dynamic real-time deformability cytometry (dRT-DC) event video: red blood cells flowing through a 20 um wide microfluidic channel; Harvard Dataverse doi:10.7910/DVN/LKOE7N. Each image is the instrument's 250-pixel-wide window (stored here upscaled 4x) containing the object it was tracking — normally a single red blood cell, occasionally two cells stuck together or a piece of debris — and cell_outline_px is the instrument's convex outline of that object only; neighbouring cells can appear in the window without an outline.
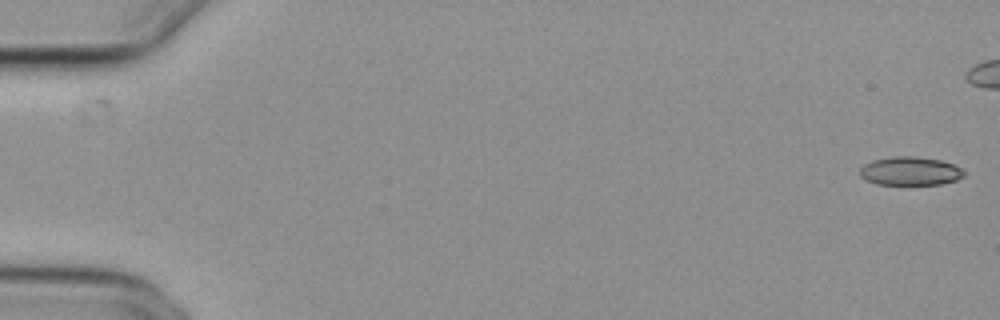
{"species": "common noctule bat (a hibernating species)", "species_latin": "Nyctalus noctula", "temperature_condition": "cold", "stored_images_in_passage": 46, "camera_frame_rate_fps": 3000, "um_per_image_px": 0.085, "animal": {"sex": "female", "body_mass_g": 29.2, "forearm_length_mm": 56.3}, "frame": {"image": 1, "passage_image": 1, "time_ms": 0.0, "image_size_px": [1000, 320], "cell_outline_px": [[964, 176], [956, 180], [940, 184], [876, 184], [860, 176], [860, 168], [864, 164], [872, 160], [892, 156], [916, 156], [940, 160], [956, 164], [964, 172]], "centroid_in_image_um": [77.37, 14.53], "position_along_channel_um": 7.6, "area_um2": 17.34}}
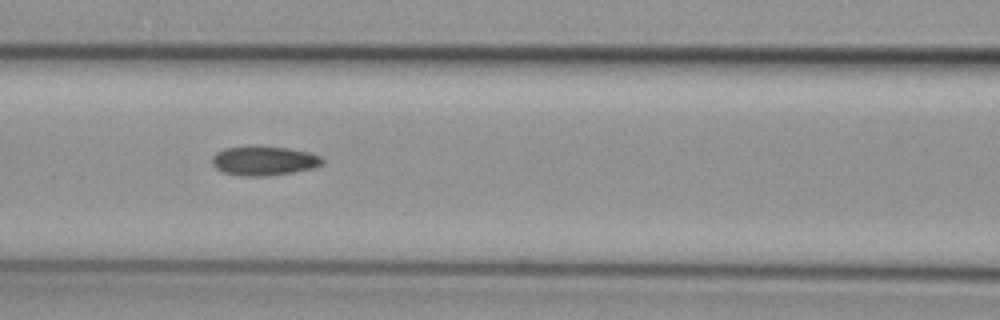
{"frame": {"image": 2, "passage_image": 25, "time_ms": 8.0, "image_size_px": [1000, 320], "cell_outline_px": [[324, 160], [316, 168], [268, 176], [240, 176], [224, 172], [216, 168], [212, 164], [212, 156], [216, 152], [224, 148], [288, 148], [308, 152], [320, 156]], "centroid_in_image_um": [22.44, 13.7], "position_along_channel_um": 144.2, "area_um2": 18.32}}
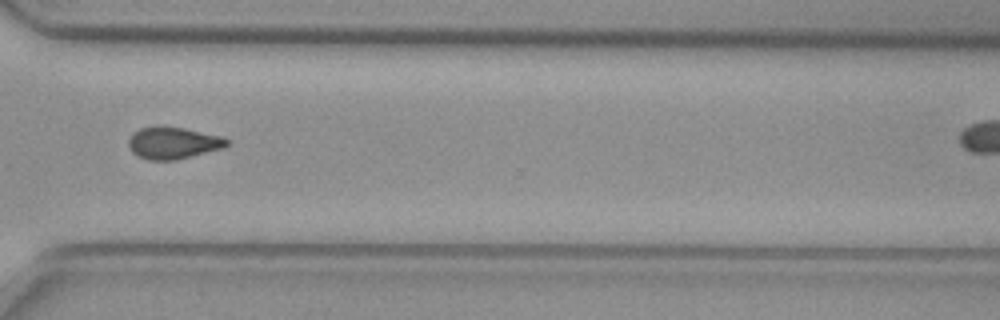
{"frame": {"image": 3, "passage_image": 42, "time_ms": 13.667, "image_size_px": [1000, 320], "cell_outline_px": [[228, 144], [224, 148], [176, 160], [148, 160], [136, 156], [132, 152], [128, 144], [128, 140], [132, 132], [140, 128], [184, 128], [224, 136], [228, 140]], "centroid_in_image_um": [14.73, 12.18], "position_along_channel_um": 355.9, "area_um2": 18.15}}